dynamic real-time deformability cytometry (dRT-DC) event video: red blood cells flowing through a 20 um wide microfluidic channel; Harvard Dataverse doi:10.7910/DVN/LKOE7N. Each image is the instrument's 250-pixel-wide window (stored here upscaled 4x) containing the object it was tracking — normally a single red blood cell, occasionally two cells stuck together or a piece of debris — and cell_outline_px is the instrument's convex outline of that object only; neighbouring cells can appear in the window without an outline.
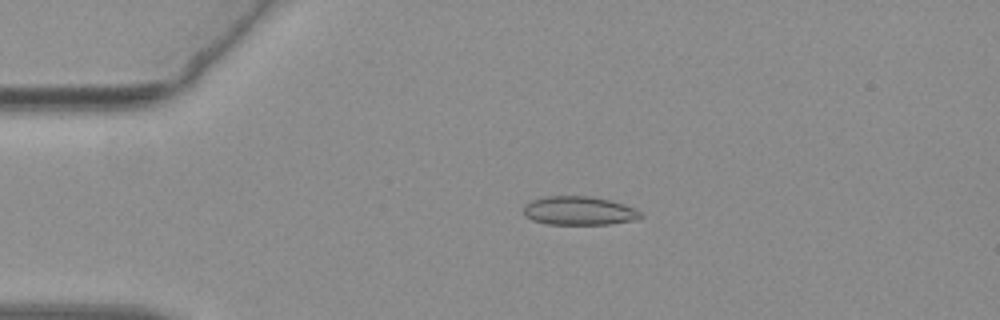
{"species": "common noctule bat (a hibernating species)", "species_latin": "Nyctalus noctula", "temperature_condition": "warm", "stored_images_in_passage": 47, "camera_frame_rate_fps": 3000, "um_per_image_px": 0.085, "animal": {"sex": "female", "body_mass_g": 19.3, "forearm_length_mm": 54.1}, "frame": {"image": 1, "passage_image": 5, "time_ms": 1.333, "image_size_px": [1000, 320], "cell_outline_px": [[644, 216], [636, 220], [608, 224], [548, 224], [532, 220], [524, 216], [524, 204], [532, 200], [544, 196], [588, 196], [608, 200], [624, 204], [636, 208]], "centroid_in_image_um": [49.21, 17.91], "position_along_channel_um": 35.8, "area_um2": 19.65}}
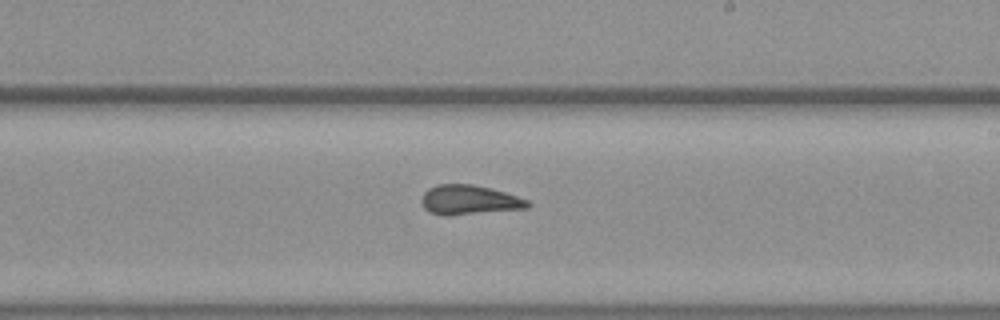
{"frame": {"image": 2, "passage_image": 25, "time_ms": 8.0, "image_size_px": [1000, 320], "cell_outline_px": [[532, 204], [528, 208], [448, 216], [444, 216], [432, 212], [424, 208], [420, 200], [424, 192], [428, 188], [436, 184], [472, 184], [492, 188], [528, 200]], "centroid_in_image_um": [39.87, 16.99], "position_along_channel_um": 249.1, "area_um2": 18.38}}
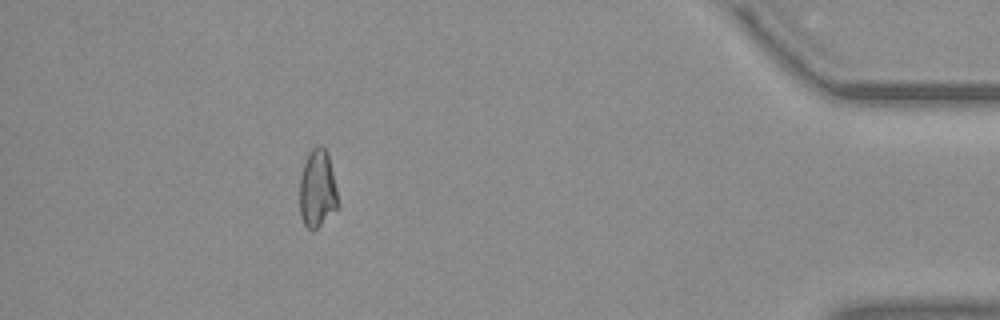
{"frame": {"image": 3, "passage_image": 42, "time_ms": 13.667, "image_size_px": [1000, 320], "cell_outline_px": [[340, 208], [312, 232], [304, 224], [300, 216], [300, 176], [304, 164], [312, 148], [316, 144], [320, 144], [328, 152], [340, 204]], "centroid_in_image_um": [27.01, 16.08], "position_along_channel_um": 408.2, "area_um2": 17.74}, "authors_computed_cell_mechanics": {"area_um2": 18.207, "velocity_mm_per_s": 3.791, "shape_relaxation_time_tau1_ms": null, "shape_relaxation_time_tau2_ms": 1.086, "deformation_change_tau1": null, "deformation_change_tau2": 0.0803}}